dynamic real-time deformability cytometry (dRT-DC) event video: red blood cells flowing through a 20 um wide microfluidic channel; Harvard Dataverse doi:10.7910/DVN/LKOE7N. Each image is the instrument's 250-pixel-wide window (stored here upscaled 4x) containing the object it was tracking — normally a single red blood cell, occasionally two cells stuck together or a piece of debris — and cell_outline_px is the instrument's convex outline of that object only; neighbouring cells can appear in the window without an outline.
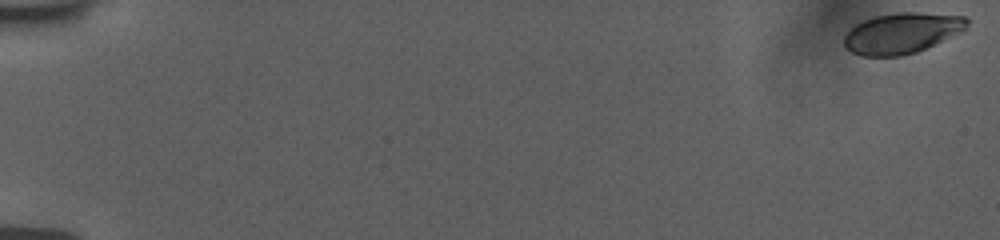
{"species": "human", "species_latin": "Homo sapiens", "temperature_condition": "room temperature", "stored_images_in_passage": 56, "camera_frame_rate_fps": 3000, "um_per_image_px": 0.085, "donor": {"sex": "female"}, "frame": {"image": 1, "passage_image": 1, "time_ms": 0.0, "image_size_px": [1000, 240], "cell_outline_px": [[968, 24], [964, 32], [916, 52], [900, 56], [860, 56], [852, 52], [844, 44], [844, 36], [856, 24], [864, 20], [876, 16], [896, 12], [916, 12], [964, 16], [968, 20]], "centroid_in_image_um": [76.69, 2.81], "position_along_channel_um": 8.3, "area_um2": 29.13}}
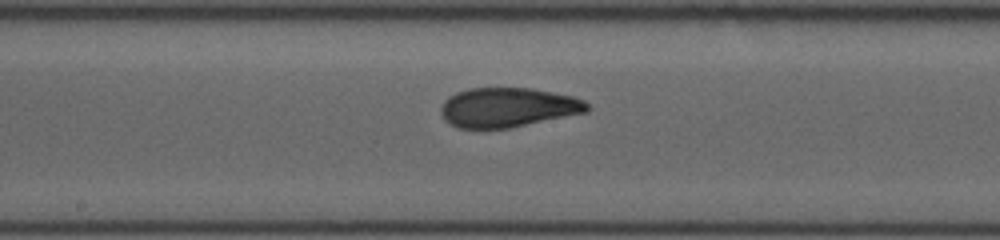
{"frame": {"image": 2, "passage_image": 32, "time_ms": 10.333, "image_size_px": [1000, 240], "cell_outline_px": [[592, 108], [588, 112], [508, 128], [460, 128], [448, 124], [444, 120], [440, 112], [440, 108], [444, 100], [448, 96], [456, 92], [468, 88], [528, 88], [552, 92], [572, 96], [584, 100]], "centroid_in_image_um": [43.15, 9.13], "position_along_channel_um": 205.1, "area_um2": 33.81}}
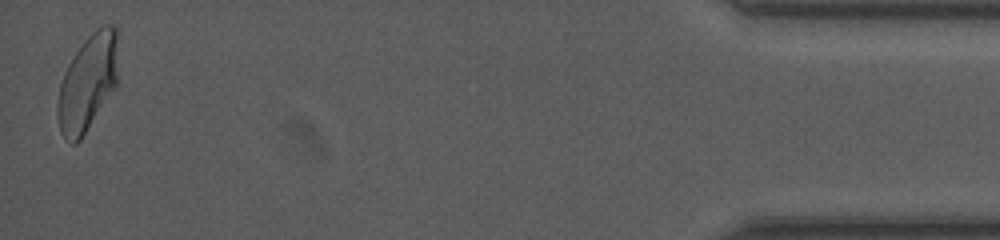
{"frame": {"image": 3, "passage_image": 56, "time_ms": 18.333, "image_size_px": [1000, 240], "cell_outline_px": [[116, 88], [80, 140], [76, 144], [72, 144], [60, 132], [56, 116], [56, 104], [60, 84], [64, 72], [68, 64], [84, 40], [100, 24], [112, 24], [116, 28]], "centroid_in_image_um": [7.42, 7.06], "position_along_channel_um": 427.8, "area_um2": 33.99}, "authors_computed_cell_mechanics": {"area_um2": 33.4084, "velocity_mm_per_s": 3.7577, "shape_relaxation_time_tau1_ms": 7.2855, "shape_relaxation_time_tau2_ms": 1.0532, "deformation_change_tau1": 0.2025, "deformation_change_tau2": 0.0644}}